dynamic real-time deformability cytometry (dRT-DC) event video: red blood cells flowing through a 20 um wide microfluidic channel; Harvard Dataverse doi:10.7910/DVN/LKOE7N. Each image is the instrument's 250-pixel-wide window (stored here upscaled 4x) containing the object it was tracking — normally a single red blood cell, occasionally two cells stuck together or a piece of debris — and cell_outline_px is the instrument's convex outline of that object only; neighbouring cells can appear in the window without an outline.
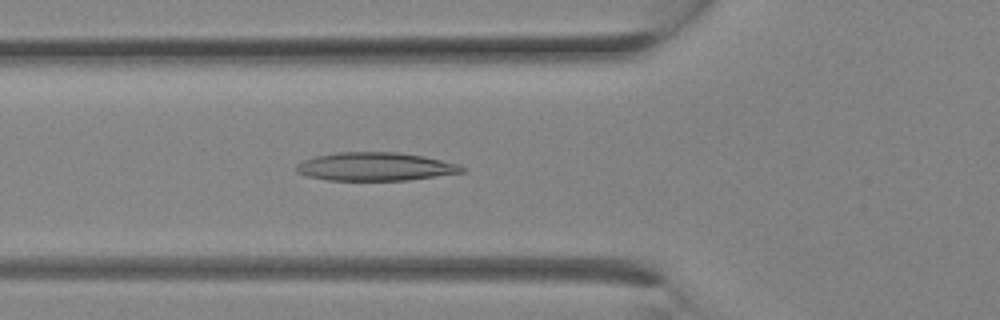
{"species": "Egyptian fruit bat (a non-hibernating species)", "species_latin": "Rousettus aegyptiacus", "temperature_condition": "room temperature", "stored_images_in_passage": 27, "camera_frame_rate_fps": 3000, "um_per_image_px": 0.085, "animal": {"sex": "female"}, "frame": {"image": 1, "passage_image": 10, "time_ms": 3.0, "image_size_px": [1000, 320], "cell_outline_px": [[464, 172], [408, 180], [328, 180], [308, 176], [296, 172], [296, 164], [304, 160], [316, 156], [340, 152], [396, 152], [424, 156], [460, 164], [464, 168]], "centroid_in_image_um": [31.91, 14.16], "position_along_channel_um": 93.9, "area_um2": 27.22}}
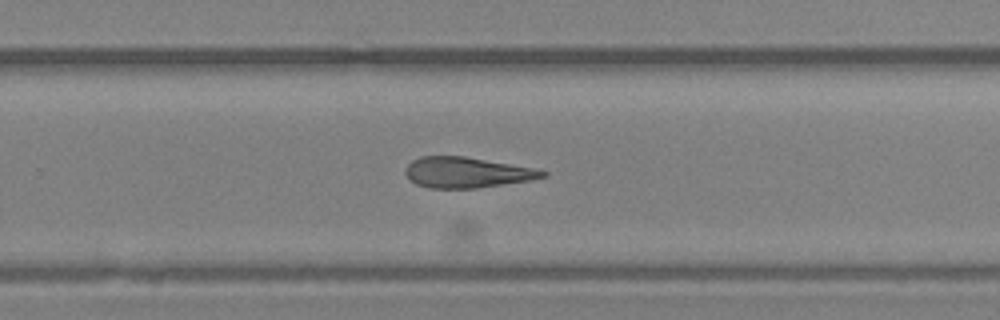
{"frame": {"image": 2, "passage_image": 18, "time_ms": 5.667, "image_size_px": [1000, 320], "cell_outline_px": [[548, 176], [528, 180], [476, 188], [428, 188], [416, 184], [404, 172], [404, 168], [412, 160], [420, 156], [464, 156], [532, 168], [548, 172]], "centroid_in_image_um": [39.62, 14.65], "position_along_channel_um": 290.2, "area_um2": 24.16}}
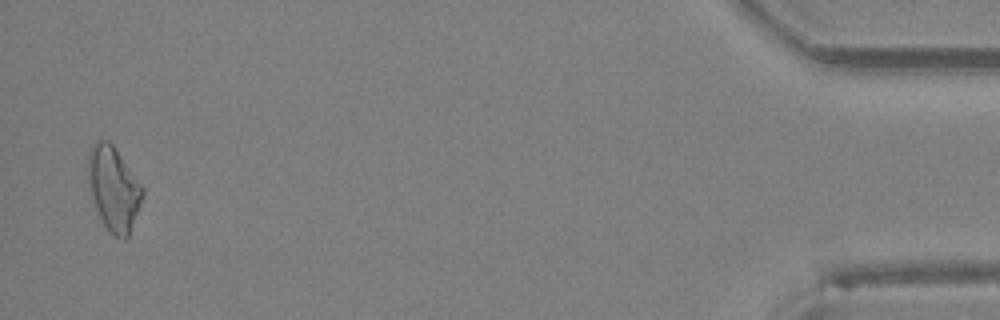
{"frame": {"image": 3, "passage_image": 27, "time_ms": 8.667, "image_size_px": [1000, 320], "cell_outline_px": [[144, 196], [128, 236], [124, 240], [120, 240], [108, 232], [96, 208], [92, 196], [88, 180], [88, 152], [92, 144], [96, 140], [108, 140], [112, 144], [144, 188]], "centroid_in_image_um": [9.66, 16.04], "position_along_channel_um": 425.5, "area_um2": 26.59}}